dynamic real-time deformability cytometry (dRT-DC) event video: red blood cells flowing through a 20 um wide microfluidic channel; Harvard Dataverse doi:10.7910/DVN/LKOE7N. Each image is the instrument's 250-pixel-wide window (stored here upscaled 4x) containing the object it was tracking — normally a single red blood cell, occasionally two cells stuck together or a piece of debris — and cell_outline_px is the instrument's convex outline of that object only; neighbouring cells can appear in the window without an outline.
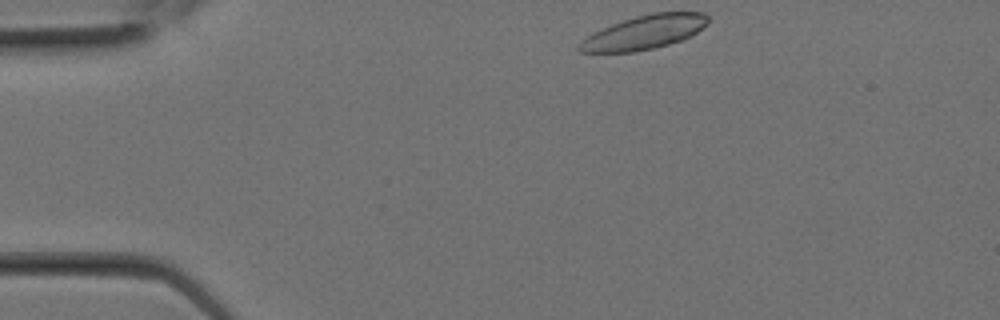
{"species": "Egyptian fruit bat (a non-hibernating species)", "species_latin": "Rousettus aegyptiacus", "temperature_condition": "room temperature", "stored_images_in_passage": 9, "camera_frame_rate_fps": 3000, "um_per_image_px": 0.085, "animal": {"sex": "female"}, "frame": {"image": 1, "passage_image": 1, "time_ms": 0.0, "image_size_px": [1000, 320], "cell_outline_px": [[708, 24], [684, 40], [652, 48], [632, 52], [580, 52], [576, 48], [580, 40], [612, 24], [636, 16], [652, 12], [704, 12], [708, 16]], "centroid_in_image_um": [54.78, 2.74], "position_along_channel_um": 30.2, "area_um2": 25.26}}
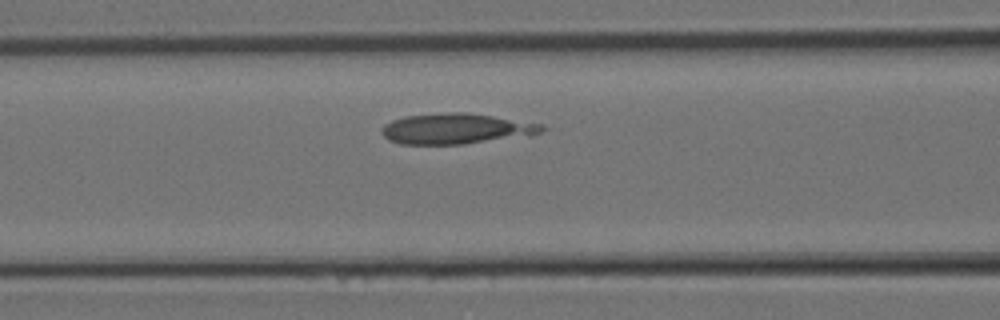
{"frame": {"image": 2, "passage_image": 7, "time_ms": 2.0, "image_size_px": [1000, 320], "cell_outline_px": [[548, 128], [540, 132], [464, 144], [400, 144], [388, 140], [384, 136], [380, 128], [384, 124], [392, 120], [404, 116], [444, 112], [464, 112], [492, 116], [544, 124]], "centroid_in_image_um": [38.67, 10.92], "position_along_channel_um": 127.9, "area_um2": 28.15}}
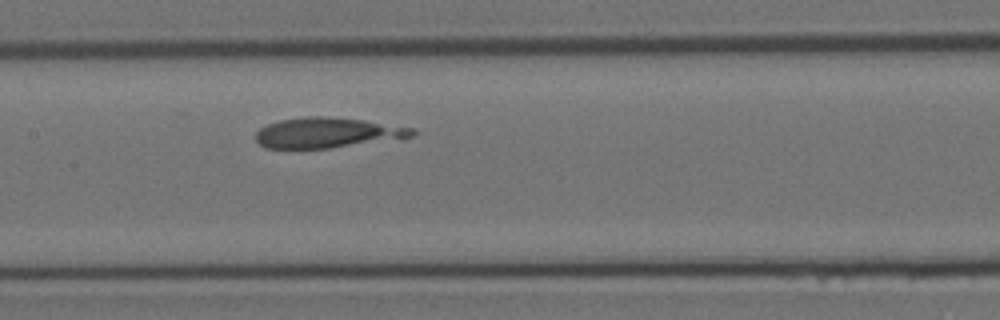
{"frame": {"image": 3, "passage_image": 9, "time_ms": 2.667, "image_size_px": [1000, 320], "cell_outline_px": [[416, 132], [412, 136], [404, 140], [328, 148], [264, 148], [256, 140], [256, 132], [260, 128], [268, 124], [280, 120], [308, 116], [324, 116], [364, 120], [416, 128]], "centroid_in_image_um": [27.93, 11.29], "position_along_channel_um": 179.5, "area_um2": 28.09}}